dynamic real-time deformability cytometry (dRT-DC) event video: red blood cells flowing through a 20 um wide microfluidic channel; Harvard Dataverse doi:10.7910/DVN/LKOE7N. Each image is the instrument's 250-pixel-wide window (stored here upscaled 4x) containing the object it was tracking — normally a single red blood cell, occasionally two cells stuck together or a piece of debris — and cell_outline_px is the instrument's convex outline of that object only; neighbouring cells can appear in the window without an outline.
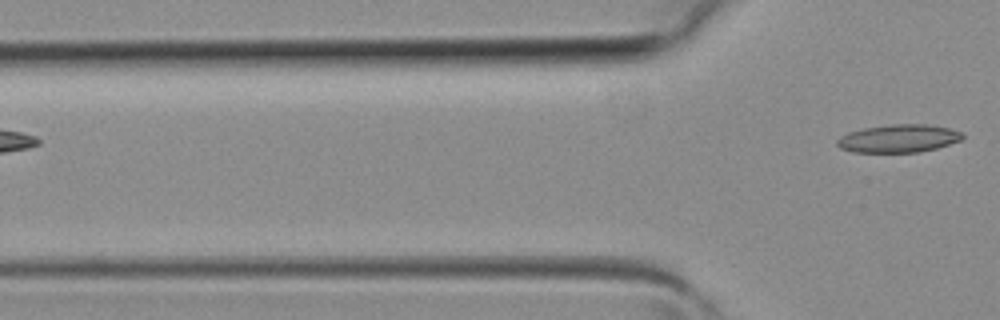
{"species": "common noctule bat (a hibernating species)", "species_latin": "Nyctalus noctula", "temperature_condition": "room temperature", "stored_images_in_passage": 4, "camera_frame_rate_fps": 3000, "um_per_image_px": 0.085, "animal": {"sex": "female", "body_mass_g": 19.3, "forearm_length_mm": 54.1}, "frame": {"image": 1, "passage_image": 4, "time_ms": 1.0, "image_size_px": [1000, 320], "cell_outline_px": [[964, 136], [960, 140], [936, 148], [920, 152], [852, 152], [840, 148], [836, 144], [836, 140], [840, 136], [848, 132], [864, 128], [892, 124], [928, 124], [948, 128], [964, 132]], "centroid_in_image_um": [76.36, 11.77], "position_along_channel_um": 49.4, "area_um2": 20.46}}